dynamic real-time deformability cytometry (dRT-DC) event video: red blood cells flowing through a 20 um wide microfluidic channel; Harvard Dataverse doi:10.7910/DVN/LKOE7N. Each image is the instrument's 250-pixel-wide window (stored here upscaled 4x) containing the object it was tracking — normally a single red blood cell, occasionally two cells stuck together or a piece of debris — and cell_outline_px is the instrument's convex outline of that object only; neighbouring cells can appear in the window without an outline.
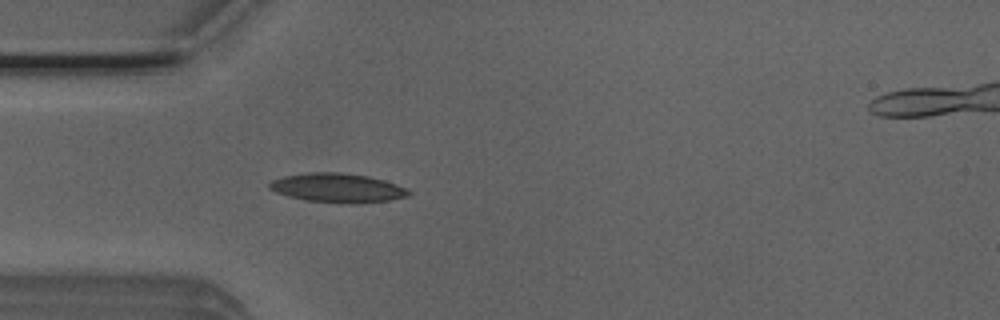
{"species": "Egyptian fruit bat (a non-hibernating species)", "species_latin": "Rousettus aegyptiacus", "temperature_condition": "room temperature", "stored_images_in_passage": 45, "segment_of_instrument_passage": [1, 2], "camera_frame_rate_fps": 3000, "um_per_image_px": 0.085, "animal": {"sex": "male"}, "frame": {"image": 1, "passage_image": 7, "time_ms": 2.0, "image_size_px": [1000, 320], "cell_outline_px": [[412, 192], [408, 196], [388, 200], [356, 204], [348, 204], [304, 200], [288, 196], [276, 192], [268, 188], [268, 184], [272, 180], [284, 176], [308, 172], [340, 172], [368, 176], [384, 180], [396, 184]], "centroid_in_image_um": [28.67, 15.97], "position_along_channel_um": 56.3, "area_um2": 23.7}}
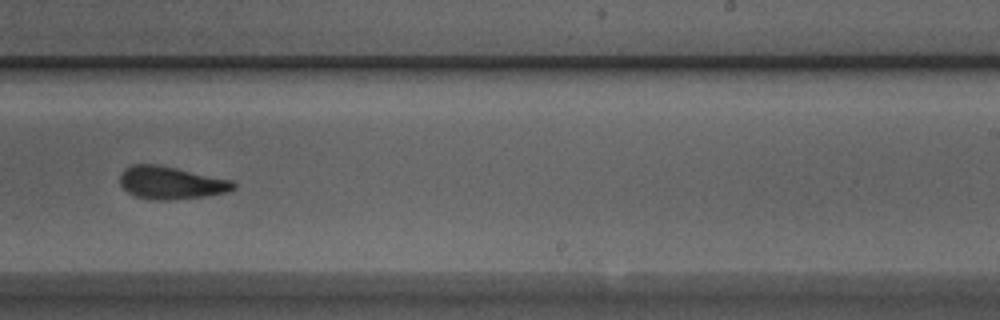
{"frame": {"image": 2, "passage_image": 24, "time_ms": 7.667, "image_size_px": [1000, 320], "cell_outline_px": [[236, 188], [228, 192], [204, 196], [168, 200], [152, 200], [136, 196], [128, 192], [120, 184], [120, 172], [124, 168], [132, 164], [156, 164], [236, 180]], "centroid_in_image_um": [14.56, 15.53], "position_along_channel_um": 274.4, "area_um2": 21.85}}
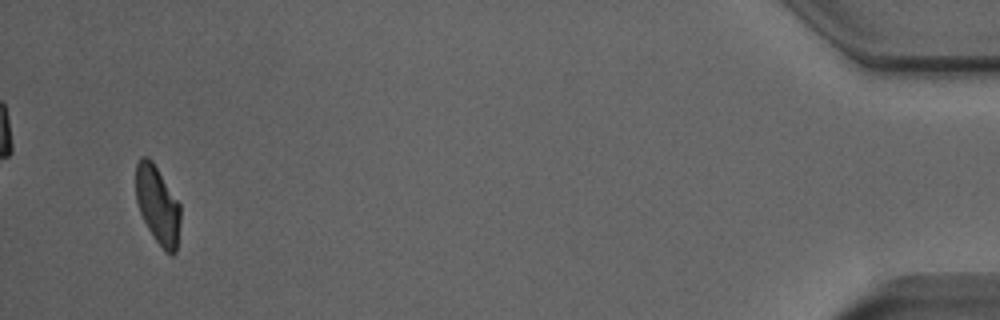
{"frame": {"image": 3, "passage_image": 42, "time_ms": 13.667, "image_size_px": [1000, 320], "cell_outline_px": [[180, 224], [176, 252], [172, 256], [168, 256], [164, 252], [148, 228], [140, 212], [136, 200], [136, 164], [140, 156], [148, 156], [152, 160], [180, 204]], "centroid_in_image_um": [13.41, 17.44], "position_along_channel_um": 421.8, "area_um2": 20.35}}